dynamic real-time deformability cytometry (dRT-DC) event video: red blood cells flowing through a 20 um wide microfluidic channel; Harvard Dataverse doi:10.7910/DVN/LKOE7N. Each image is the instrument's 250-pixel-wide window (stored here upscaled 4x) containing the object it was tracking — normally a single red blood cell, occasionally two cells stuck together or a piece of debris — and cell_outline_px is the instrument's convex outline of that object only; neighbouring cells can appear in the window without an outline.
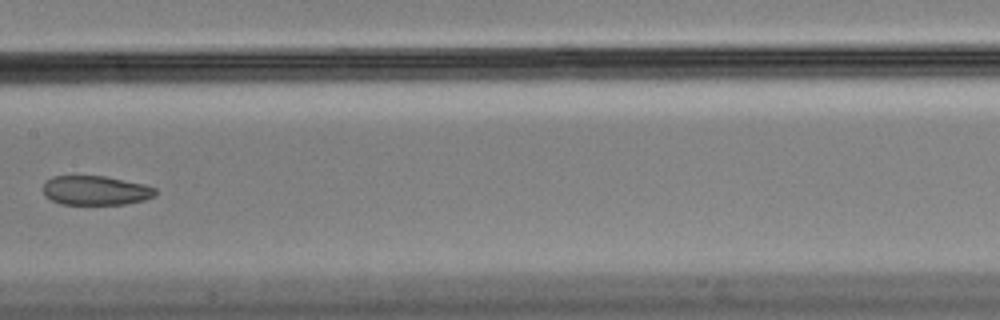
{"species": "Egyptian fruit bat (a non-hibernating species)", "species_latin": "Rousettus aegyptiacus", "temperature_condition": "cold", "stored_images_in_passage": 14, "camera_frame_rate_fps": 3000, "um_per_image_px": 0.085, "animal": {"sex": "male"}, "frame": {"image": 1, "passage_image": 8, "time_ms": 2.333, "image_size_px": [1000, 320], "cell_outline_px": [[156, 196], [144, 200], [124, 204], [60, 204], [44, 196], [44, 184], [52, 176], [104, 176], [144, 184], [156, 188]], "centroid_in_image_um": [8.14, 16.19], "position_along_channel_um": 199.3, "area_um2": 19.13}}
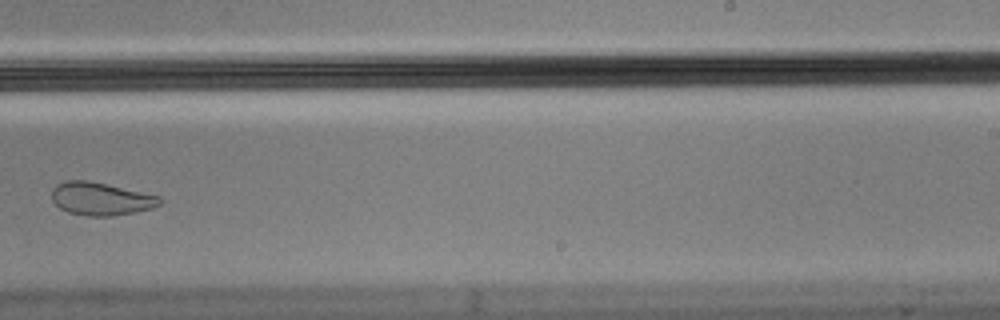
{"frame": {"image": 2, "passage_image": 10, "time_ms": 3.0, "image_size_px": [1000, 320], "cell_outline_px": [[160, 204], [152, 208], [136, 212], [112, 216], [84, 216], [68, 212], [60, 208], [52, 200], [52, 188], [56, 184], [64, 180], [88, 180], [160, 196]], "centroid_in_image_um": [8.53, 16.9], "position_along_channel_um": 280.5, "area_um2": 20.75}}